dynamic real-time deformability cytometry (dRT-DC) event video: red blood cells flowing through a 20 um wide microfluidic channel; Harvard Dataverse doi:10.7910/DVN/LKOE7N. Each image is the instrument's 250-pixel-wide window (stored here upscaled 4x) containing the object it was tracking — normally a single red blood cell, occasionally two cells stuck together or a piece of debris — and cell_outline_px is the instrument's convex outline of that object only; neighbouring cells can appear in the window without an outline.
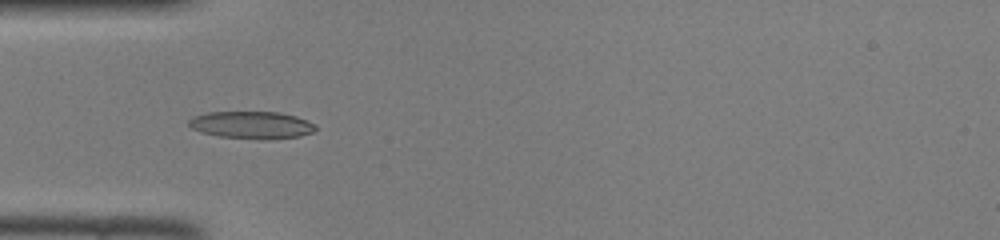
{"species": "common noctule bat (a hibernating species)", "species_latin": "Nyctalus noctula", "temperature_condition": "room temperature", "stored_images_in_passage": 33, "camera_frame_rate_fps": 3000, "um_per_image_px": 0.085, "animal": {"sex": "female", "body_mass_g": 22.0, "forearm_length_mm": 56.7}, "frame": {"image": 1, "passage_image": 1, "time_ms": 0.0, "image_size_px": [1000, 240], "cell_outline_px": [[316, 128], [312, 132], [300, 136], [268, 140], [264, 140], [220, 136], [200, 132], [192, 128], [188, 124], [188, 120], [196, 116], [208, 112], [280, 112], [296, 116], [312, 124]], "centroid_in_image_um": [21.37, 10.63], "position_along_channel_um": 63.6, "area_um2": 20.06}}
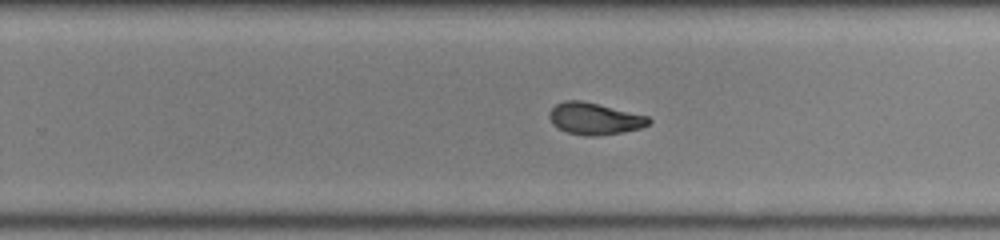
{"frame": {"image": 2, "passage_image": 16, "time_ms": 5.0, "image_size_px": [1000, 240], "cell_outline_px": [[652, 120], [648, 124], [640, 128], [624, 132], [596, 136], [584, 136], [568, 132], [552, 124], [548, 116], [552, 108], [556, 104], [564, 100], [580, 100], [648, 116]], "centroid_in_image_um": [50.52, 10.09], "position_along_channel_um": 279.3, "area_um2": 18.26}}
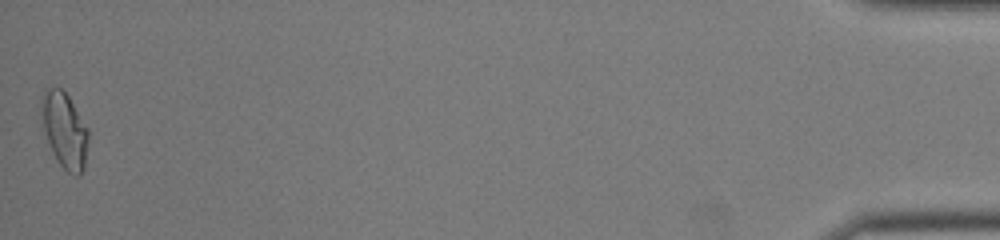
{"frame": {"image": 3, "passage_image": 33, "time_ms": 10.667, "image_size_px": [1000, 240], "cell_outline_px": [[88, 140], [84, 168], [80, 176], [76, 176], [68, 172], [56, 160], [52, 152], [40, 124], [40, 96], [48, 88], [60, 88], [68, 96], [88, 128]], "centroid_in_image_um": [5.45, 11.07], "position_along_channel_um": 429.8, "area_um2": 20.98}}